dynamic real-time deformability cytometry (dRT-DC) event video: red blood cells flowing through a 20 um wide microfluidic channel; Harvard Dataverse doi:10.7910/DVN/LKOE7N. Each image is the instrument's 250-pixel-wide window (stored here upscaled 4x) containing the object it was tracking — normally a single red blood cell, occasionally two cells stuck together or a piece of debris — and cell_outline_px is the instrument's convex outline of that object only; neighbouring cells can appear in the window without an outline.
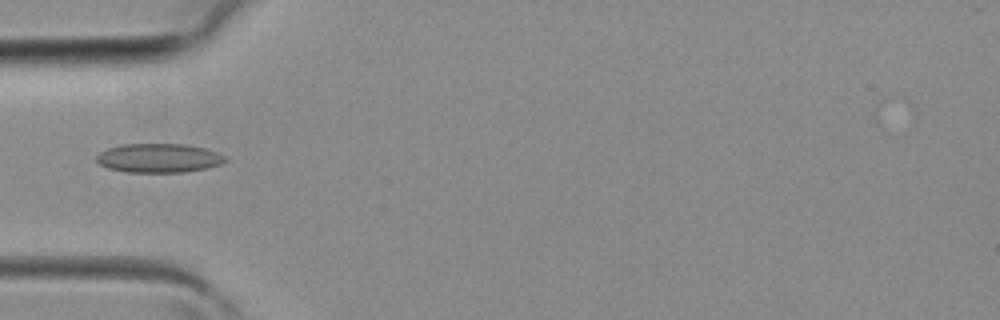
{"species": "common noctule bat (a hibernating species)", "species_latin": "Nyctalus noctula", "temperature_condition": "room temperature", "stored_images_in_passage": 4, "camera_frame_rate_fps": 3000, "um_per_image_px": 0.085, "animal": {"sex": "female", "body_mass_g": 19.3, "forearm_length_mm": 54.1}, "frame": {"image": 1, "passage_image": 4, "time_ms": 1.0, "image_size_px": [1000, 320], "cell_outline_px": [[228, 160], [220, 164], [208, 168], [184, 172], [128, 172], [108, 168], [100, 164], [96, 160], [96, 156], [100, 152], [108, 148], [124, 144], [184, 144], [204, 148], [216, 152], [224, 156]], "centroid_in_image_um": [13.5, 13.44], "position_along_channel_um": 71.5, "area_um2": 21.68}}